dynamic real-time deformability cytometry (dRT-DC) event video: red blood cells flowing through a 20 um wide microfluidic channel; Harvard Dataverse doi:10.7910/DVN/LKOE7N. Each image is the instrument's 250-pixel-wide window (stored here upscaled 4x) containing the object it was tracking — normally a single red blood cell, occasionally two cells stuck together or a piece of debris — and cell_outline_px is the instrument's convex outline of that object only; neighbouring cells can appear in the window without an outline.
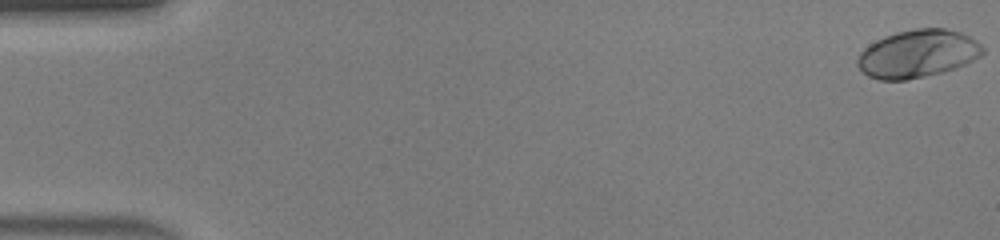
{"species": "human", "species_latin": "Homo sapiens", "temperature_condition": "warm", "stored_images_in_passage": 47, "camera_frame_rate_fps": 3000, "um_per_image_px": 0.085, "donor": {"sex": "male"}, "frame": {"image": 1, "passage_image": 1, "time_ms": 0.0, "image_size_px": [1000, 240], "cell_outline_px": [[984, 52], [980, 56], [956, 68], [908, 80], [880, 80], [868, 76], [856, 64], [856, 60], [860, 52], [868, 44], [884, 36], [896, 32], [916, 28], [944, 28], [960, 32], [976, 40], [984, 48]], "centroid_in_image_um": [77.97, 4.56], "position_along_channel_um": 7.0, "area_um2": 34.85}}
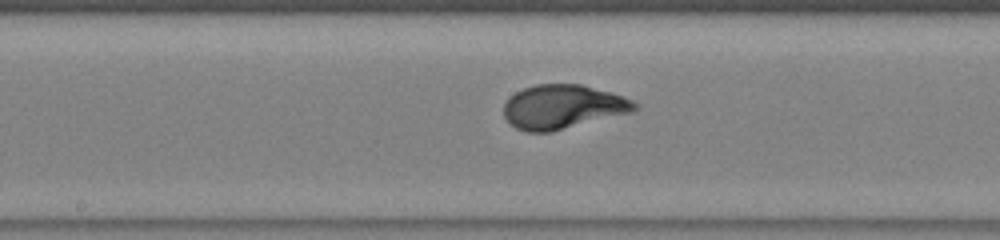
{"frame": {"image": 2, "passage_image": 25, "time_ms": 8.0, "image_size_px": [1000, 240], "cell_outline_px": [[640, 108], [632, 112], [552, 132], [528, 132], [516, 128], [504, 116], [504, 104], [516, 92], [524, 88], [536, 84], [580, 84], [608, 92], [632, 100], [640, 104]], "centroid_in_image_um": [47.86, 9.09], "position_along_channel_um": 200.3, "area_um2": 33.41}}
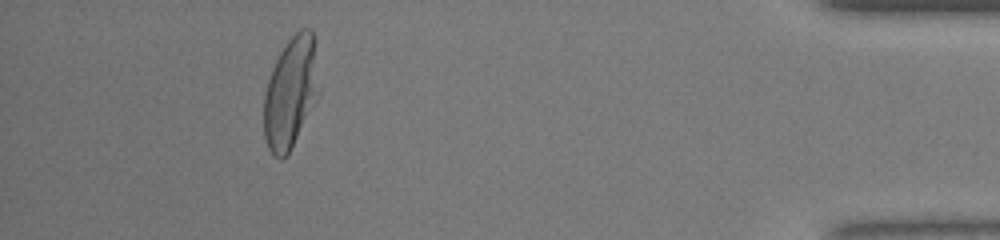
{"frame": {"image": 3, "passage_image": 43, "time_ms": 14.0, "image_size_px": [1000, 240], "cell_outline_px": [[312, 60], [308, 92], [304, 116], [288, 156], [280, 160], [272, 156], [264, 140], [264, 92], [272, 68], [280, 52], [288, 40], [300, 28], [312, 28]], "centroid_in_image_um": [24.46, 7.95], "position_along_channel_um": 410.7, "area_um2": 31.62}, "authors_computed_cell_mechanics": {"area_um2": 33.4084, "velocity_mm_per_s": 4.4576, "shape_relaxation_time_tau1_ms": 2.9567, "shape_relaxation_time_tau2_ms": null, "deformation_change_tau1": 0.2038, "deformation_change_tau2": null}}